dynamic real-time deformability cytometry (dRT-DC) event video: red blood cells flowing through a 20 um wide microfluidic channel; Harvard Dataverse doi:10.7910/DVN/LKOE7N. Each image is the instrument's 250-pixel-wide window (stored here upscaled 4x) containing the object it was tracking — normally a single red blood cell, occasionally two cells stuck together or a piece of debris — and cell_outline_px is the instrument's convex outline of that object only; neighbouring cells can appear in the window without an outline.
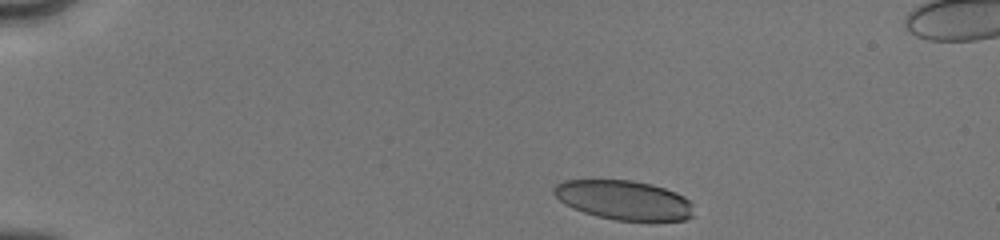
{"species": "human", "species_latin": "Homo sapiens", "temperature_condition": "cold", "stored_images_in_passage": 6, "camera_frame_rate_fps": 3000, "um_per_image_px": 0.085, "donor": {"sex": "male"}, "frame": {"image": 1, "passage_image": 1, "time_ms": 0.0, "image_size_px": [1000, 240], "cell_outline_px": [[696, 216], [684, 220], [616, 220], [596, 216], [572, 208], [564, 204], [552, 192], [552, 188], [556, 184], [564, 180], [632, 180], [652, 184], [676, 192], [684, 196], [692, 204]], "centroid_in_image_um": [53.04, 17.0], "position_along_channel_um": 32.0, "area_um2": 32.25}}
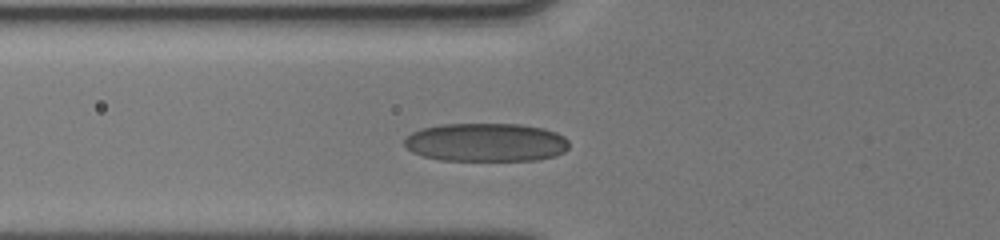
{"frame": {"image": 2, "passage_image": 4, "time_ms": 3.333, "image_size_px": [1000, 240], "cell_outline_px": [[568, 148], [564, 152], [556, 156], [536, 160], [440, 160], [424, 156], [412, 152], [404, 144], [404, 140], [412, 132], [420, 128], [440, 124], [520, 124], [544, 128], [556, 132], [564, 136], [568, 140]], "centroid_in_image_um": [41.32, 12.09], "position_along_channel_um": 84.5, "area_um2": 37.11}}
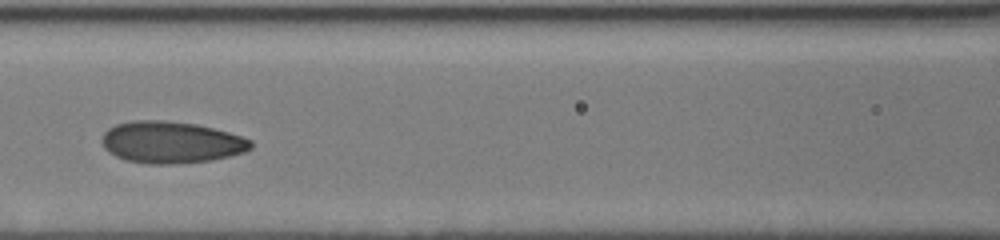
{"frame": {"image": 3, "passage_image": 6, "time_ms": 5.0, "image_size_px": [1000, 240], "cell_outline_px": [[252, 148], [244, 152], [212, 160], [176, 164], [148, 164], [124, 160], [108, 152], [104, 148], [100, 140], [104, 132], [108, 128], [116, 124], [132, 120], [164, 120], [196, 124], [228, 132], [252, 140]], "centroid_in_image_um": [14.5, 12.1], "position_along_channel_um": 152.1, "area_um2": 36.47}}